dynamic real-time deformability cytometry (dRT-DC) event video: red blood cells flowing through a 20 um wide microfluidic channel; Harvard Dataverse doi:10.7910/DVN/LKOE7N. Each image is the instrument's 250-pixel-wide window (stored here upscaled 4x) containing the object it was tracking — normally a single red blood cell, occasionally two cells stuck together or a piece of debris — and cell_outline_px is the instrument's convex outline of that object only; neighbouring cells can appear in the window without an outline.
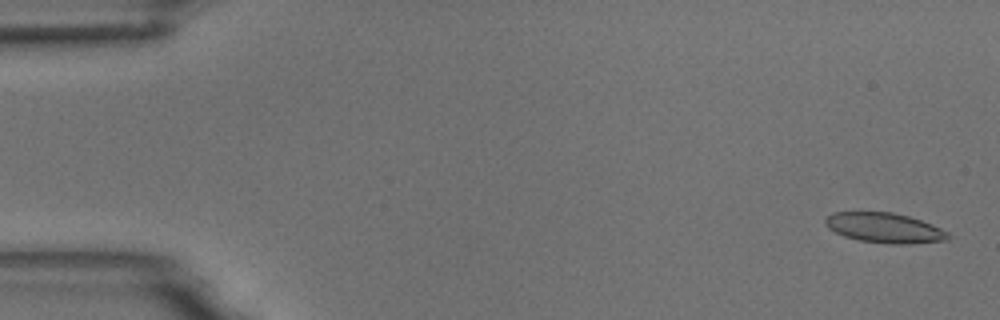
{"species": "common noctule bat (a hibernating species)", "species_latin": "Nyctalus noctula", "temperature_condition": "room temperature", "stored_images_in_passage": 5, "camera_frame_rate_fps": 3000, "um_per_image_px": 0.085, "animal": {"sex": "male", "body_mass_g": 18.8}, "frame": {"image": 1, "passage_image": 1, "time_ms": 0.0, "image_size_px": [1000, 320], "cell_outline_px": [[952, 236], [948, 240], [908, 244], [888, 244], [860, 240], [844, 236], [828, 228], [824, 224], [824, 220], [832, 212], [892, 212], [908, 216], [932, 224], [948, 232]], "centroid_in_image_um": [75.19, 19.37], "position_along_channel_um": 9.8, "area_um2": 21.5}}